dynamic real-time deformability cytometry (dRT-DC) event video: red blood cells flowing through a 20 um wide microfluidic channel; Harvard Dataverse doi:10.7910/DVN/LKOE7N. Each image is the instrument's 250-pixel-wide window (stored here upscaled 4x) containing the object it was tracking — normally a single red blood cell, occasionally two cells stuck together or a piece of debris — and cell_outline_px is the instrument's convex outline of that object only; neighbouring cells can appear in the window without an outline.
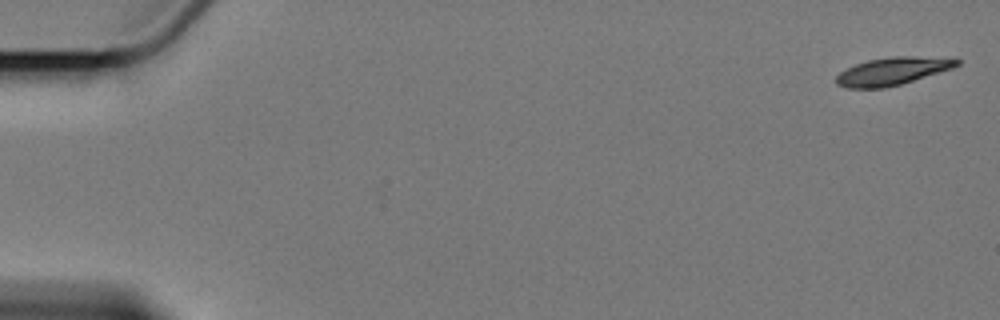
{"species": "Egyptian fruit bat (a non-hibernating species)", "species_latin": "Rousettus aegyptiacus", "temperature_condition": "cold", "stored_images_in_passage": 7, "camera_frame_rate_fps": 3000, "um_per_image_px": 0.085, "animal": {"sex": "female"}, "frame": {"image": 1, "passage_image": 1, "time_ms": 0.0, "image_size_px": [1000, 320], "cell_outline_px": [[960, 64], [952, 68], [900, 84], [884, 88], [848, 88], [836, 84], [836, 76], [840, 72], [856, 64], [868, 60], [892, 56], [952, 56], [960, 60]], "centroid_in_image_um": [75.92, 6.02], "position_along_channel_um": 9.1, "area_um2": 19.59}}
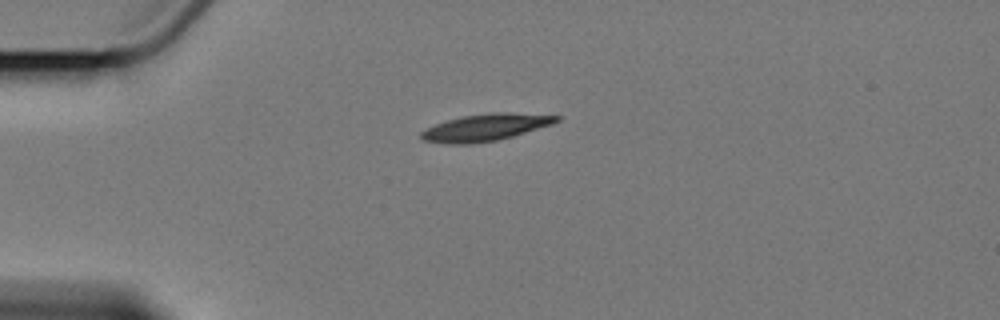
{"frame": {"image": 2, "passage_image": 5, "time_ms": 4.667, "image_size_px": [1000, 320], "cell_outline_px": [[560, 120], [552, 124], [512, 136], [496, 140], [468, 144], [448, 144], [424, 140], [420, 136], [420, 132], [436, 124], [460, 116], [488, 112], [508, 112], [560, 116]], "centroid_in_image_um": [41.26, 10.82], "position_along_channel_um": 43.7, "area_um2": 21.04}}